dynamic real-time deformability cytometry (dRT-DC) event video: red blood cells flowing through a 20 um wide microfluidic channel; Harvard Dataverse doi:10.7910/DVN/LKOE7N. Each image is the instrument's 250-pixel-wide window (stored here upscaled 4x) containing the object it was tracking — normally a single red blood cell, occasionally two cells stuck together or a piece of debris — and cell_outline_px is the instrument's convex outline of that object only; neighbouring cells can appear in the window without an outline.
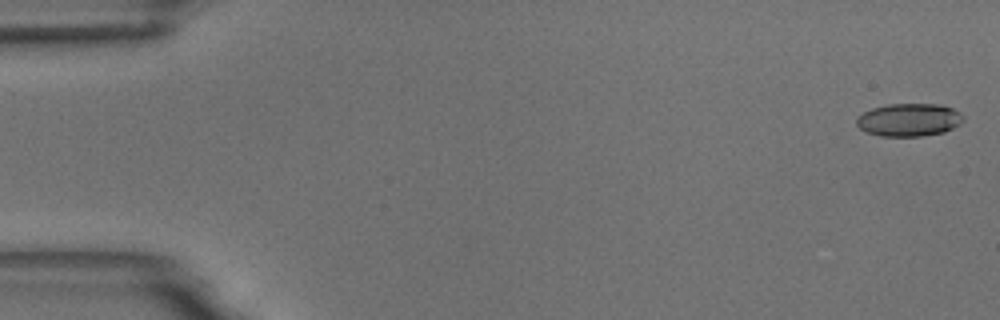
{"species": "common noctule bat (a hibernating species)", "species_latin": "Nyctalus noctula", "temperature_condition": "room temperature", "stored_images_in_passage": 56, "camera_frame_rate_fps": 3000, "um_per_image_px": 0.085, "animal": {"sex": "male", "body_mass_g": 18.8}, "frame": {"image": 1, "passage_image": 1, "time_ms": 0.0, "image_size_px": [1000, 320], "cell_outline_px": [[964, 120], [960, 124], [944, 132], [920, 136], [880, 136], [868, 132], [860, 128], [856, 124], [856, 120], [864, 112], [872, 108], [888, 104], [940, 104], [952, 108], [960, 112], [964, 116]], "centroid_in_image_um": [77.3, 10.18], "position_along_channel_um": 7.7, "area_um2": 20.4}}
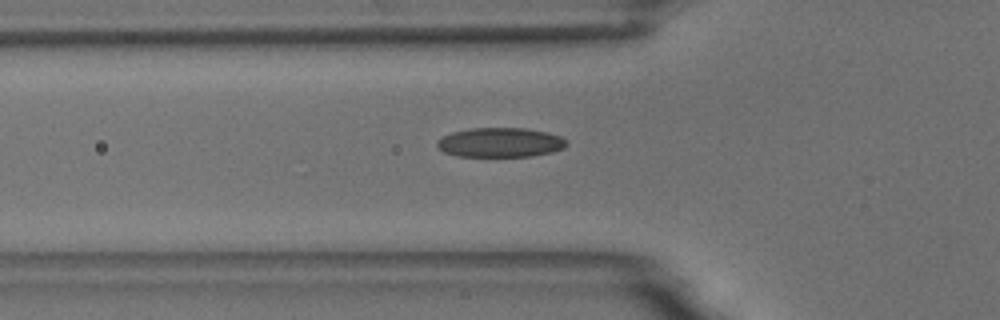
{"frame": {"image": 2, "passage_image": 19, "time_ms": 6.0, "image_size_px": [1000, 320], "cell_outline_px": [[568, 144], [564, 148], [552, 152], [532, 156], [456, 156], [444, 152], [436, 144], [436, 140], [440, 136], [452, 132], [468, 128], [528, 128], [548, 132], [560, 136], [568, 140]], "centroid_in_image_um": [42.52, 12.1], "position_along_channel_um": 83.3, "area_um2": 22.54}}
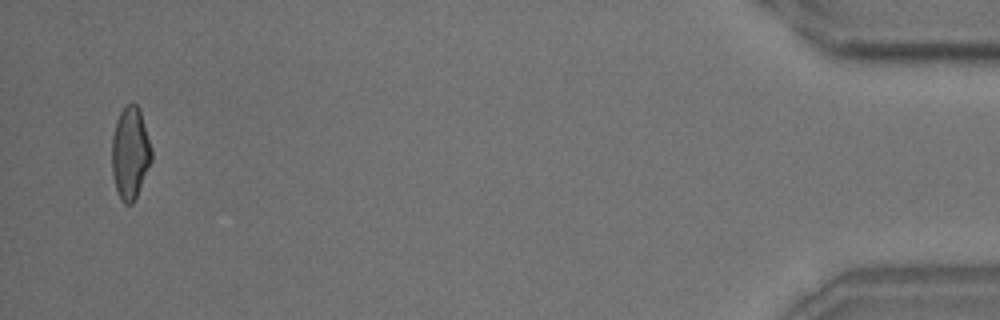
{"frame": {"image": 3, "passage_image": 54, "time_ms": 17.667, "image_size_px": [1000, 320], "cell_outline_px": [[152, 160], [136, 196], [132, 204], [124, 204], [120, 200], [112, 176], [112, 136], [116, 120], [120, 112], [132, 100], [140, 108], [152, 148]], "centroid_in_image_um": [11.07, 12.98], "position_along_channel_um": 424.1, "area_um2": 21.5}, "authors_computed_cell_mechanics": {"area_um2": 21.3282, "velocity_mm_per_s": 3.6325, "shape_relaxation_time_tau1_ms": 9.6036, "shape_relaxation_time_tau2_ms": 1.8213, "deformation_change_tau1": 0.2258, "deformation_change_tau2": 0.0817}}